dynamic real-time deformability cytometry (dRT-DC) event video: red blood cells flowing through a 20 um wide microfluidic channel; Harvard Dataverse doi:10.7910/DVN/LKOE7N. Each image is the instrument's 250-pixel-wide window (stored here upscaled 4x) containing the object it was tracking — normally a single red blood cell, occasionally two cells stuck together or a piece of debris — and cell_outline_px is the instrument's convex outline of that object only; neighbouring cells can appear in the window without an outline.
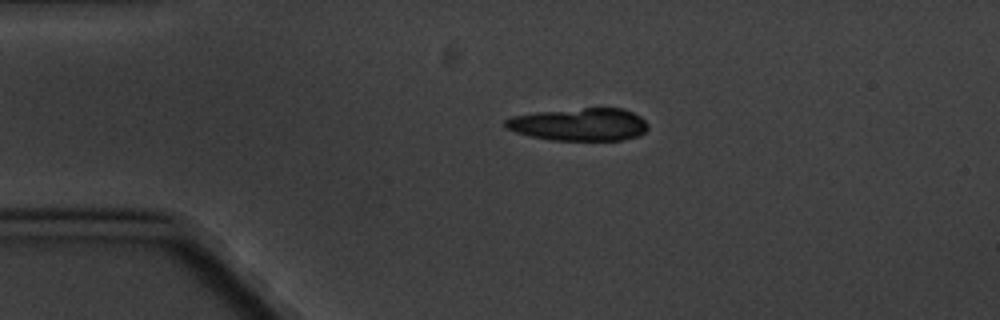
{"species": "common noctule bat (a hibernating species)", "species_latin": "Nyctalus noctula", "temperature_condition": "cold", "stored_images_in_passage": 10, "camera_frame_rate_fps": 3000, "um_per_image_px": 0.085, "animal": {"sex": "male", "body_mass_g": 20.1, "forearm_length_mm": 53.5}, "frame": {"image": 1, "passage_image": 2, "time_ms": 1.333, "image_size_px": [1000, 320], "cell_outline_px": [[648, 128], [640, 136], [620, 140], [552, 140], [532, 136], [516, 132], [504, 128], [504, 120], [512, 116], [536, 112], [584, 108], [624, 108], [640, 116], [648, 124]], "centroid_in_image_um": [49.25, 10.57], "position_along_channel_um": 35.7, "area_um2": 27.22}}